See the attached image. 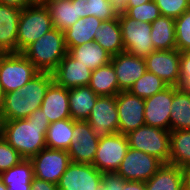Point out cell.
Instances as JSON below:
<instances>
[{"mask_svg":"<svg viewBox=\"0 0 190 190\" xmlns=\"http://www.w3.org/2000/svg\"><path fill=\"white\" fill-rule=\"evenodd\" d=\"M101 24L102 20L95 16L79 18L73 25L63 31L67 50L95 41L96 30Z\"/></svg>","mask_w":190,"mask_h":190,"instance_id":"21","label":"cell"},{"mask_svg":"<svg viewBox=\"0 0 190 190\" xmlns=\"http://www.w3.org/2000/svg\"><path fill=\"white\" fill-rule=\"evenodd\" d=\"M116 105L119 115L118 133L127 135L145 125L144 99L129 91H120L116 95Z\"/></svg>","mask_w":190,"mask_h":190,"instance_id":"14","label":"cell"},{"mask_svg":"<svg viewBox=\"0 0 190 190\" xmlns=\"http://www.w3.org/2000/svg\"><path fill=\"white\" fill-rule=\"evenodd\" d=\"M68 54L92 71L108 64L112 58L111 54L95 41L72 47Z\"/></svg>","mask_w":190,"mask_h":190,"instance_id":"24","label":"cell"},{"mask_svg":"<svg viewBox=\"0 0 190 190\" xmlns=\"http://www.w3.org/2000/svg\"><path fill=\"white\" fill-rule=\"evenodd\" d=\"M174 86H167L152 97L144 99L145 125L170 131V112Z\"/></svg>","mask_w":190,"mask_h":190,"instance_id":"16","label":"cell"},{"mask_svg":"<svg viewBox=\"0 0 190 190\" xmlns=\"http://www.w3.org/2000/svg\"><path fill=\"white\" fill-rule=\"evenodd\" d=\"M176 46L180 52L190 50V9L175 18Z\"/></svg>","mask_w":190,"mask_h":190,"instance_id":"36","label":"cell"},{"mask_svg":"<svg viewBox=\"0 0 190 190\" xmlns=\"http://www.w3.org/2000/svg\"><path fill=\"white\" fill-rule=\"evenodd\" d=\"M121 27L124 52L146 58L155 49L151 40V25L127 16L124 12L118 14Z\"/></svg>","mask_w":190,"mask_h":190,"instance_id":"7","label":"cell"},{"mask_svg":"<svg viewBox=\"0 0 190 190\" xmlns=\"http://www.w3.org/2000/svg\"><path fill=\"white\" fill-rule=\"evenodd\" d=\"M95 42L105 49L111 56L124 52L119 19L102 21L95 33Z\"/></svg>","mask_w":190,"mask_h":190,"instance_id":"25","label":"cell"},{"mask_svg":"<svg viewBox=\"0 0 190 190\" xmlns=\"http://www.w3.org/2000/svg\"><path fill=\"white\" fill-rule=\"evenodd\" d=\"M162 164L156 157L129 147L116 173L124 180L146 182Z\"/></svg>","mask_w":190,"mask_h":190,"instance_id":"10","label":"cell"},{"mask_svg":"<svg viewBox=\"0 0 190 190\" xmlns=\"http://www.w3.org/2000/svg\"><path fill=\"white\" fill-rule=\"evenodd\" d=\"M149 1L150 0H127L125 7H136Z\"/></svg>","mask_w":190,"mask_h":190,"instance_id":"45","label":"cell"},{"mask_svg":"<svg viewBox=\"0 0 190 190\" xmlns=\"http://www.w3.org/2000/svg\"><path fill=\"white\" fill-rule=\"evenodd\" d=\"M161 16L178 18L190 9V0H154Z\"/></svg>","mask_w":190,"mask_h":190,"instance_id":"37","label":"cell"},{"mask_svg":"<svg viewBox=\"0 0 190 190\" xmlns=\"http://www.w3.org/2000/svg\"><path fill=\"white\" fill-rule=\"evenodd\" d=\"M121 12H124L130 18L139 20L141 22H147L151 24L156 18L161 16L159 7L154 0L143 3L136 7H124Z\"/></svg>","mask_w":190,"mask_h":190,"instance_id":"35","label":"cell"},{"mask_svg":"<svg viewBox=\"0 0 190 190\" xmlns=\"http://www.w3.org/2000/svg\"><path fill=\"white\" fill-rule=\"evenodd\" d=\"M1 125H2V121H1V116H0V136H1Z\"/></svg>","mask_w":190,"mask_h":190,"instance_id":"50","label":"cell"},{"mask_svg":"<svg viewBox=\"0 0 190 190\" xmlns=\"http://www.w3.org/2000/svg\"><path fill=\"white\" fill-rule=\"evenodd\" d=\"M39 72L23 53L0 54V84L4 94L19 90Z\"/></svg>","mask_w":190,"mask_h":190,"instance_id":"5","label":"cell"},{"mask_svg":"<svg viewBox=\"0 0 190 190\" xmlns=\"http://www.w3.org/2000/svg\"><path fill=\"white\" fill-rule=\"evenodd\" d=\"M76 4L77 17L95 16L102 21L118 18L119 10L111 0H71Z\"/></svg>","mask_w":190,"mask_h":190,"instance_id":"30","label":"cell"},{"mask_svg":"<svg viewBox=\"0 0 190 190\" xmlns=\"http://www.w3.org/2000/svg\"><path fill=\"white\" fill-rule=\"evenodd\" d=\"M23 158L0 136V174L17 165Z\"/></svg>","mask_w":190,"mask_h":190,"instance_id":"38","label":"cell"},{"mask_svg":"<svg viewBox=\"0 0 190 190\" xmlns=\"http://www.w3.org/2000/svg\"><path fill=\"white\" fill-rule=\"evenodd\" d=\"M184 190H190V165L182 168Z\"/></svg>","mask_w":190,"mask_h":190,"instance_id":"44","label":"cell"},{"mask_svg":"<svg viewBox=\"0 0 190 190\" xmlns=\"http://www.w3.org/2000/svg\"><path fill=\"white\" fill-rule=\"evenodd\" d=\"M40 72H53L68 53L64 32L53 28L22 52Z\"/></svg>","mask_w":190,"mask_h":190,"instance_id":"3","label":"cell"},{"mask_svg":"<svg viewBox=\"0 0 190 190\" xmlns=\"http://www.w3.org/2000/svg\"><path fill=\"white\" fill-rule=\"evenodd\" d=\"M0 190H7V186L0 180Z\"/></svg>","mask_w":190,"mask_h":190,"instance_id":"49","label":"cell"},{"mask_svg":"<svg viewBox=\"0 0 190 190\" xmlns=\"http://www.w3.org/2000/svg\"><path fill=\"white\" fill-rule=\"evenodd\" d=\"M52 74L58 85L70 89L89 85L92 70L67 53Z\"/></svg>","mask_w":190,"mask_h":190,"instance_id":"18","label":"cell"},{"mask_svg":"<svg viewBox=\"0 0 190 190\" xmlns=\"http://www.w3.org/2000/svg\"><path fill=\"white\" fill-rule=\"evenodd\" d=\"M53 22L46 6L32 5L22 9L17 33V53L52 30Z\"/></svg>","mask_w":190,"mask_h":190,"instance_id":"4","label":"cell"},{"mask_svg":"<svg viewBox=\"0 0 190 190\" xmlns=\"http://www.w3.org/2000/svg\"><path fill=\"white\" fill-rule=\"evenodd\" d=\"M88 86L99 96H116L121 91L111 62L92 71Z\"/></svg>","mask_w":190,"mask_h":190,"instance_id":"29","label":"cell"},{"mask_svg":"<svg viewBox=\"0 0 190 190\" xmlns=\"http://www.w3.org/2000/svg\"><path fill=\"white\" fill-rule=\"evenodd\" d=\"M86 121L98 139L118 133L119 115L116 96H99Z\"/></svg>","mask_w":190,"mask_h":190,"instance_id":"9","label":"cell"},{"mask_svg":"<svg viewBox=\"0 0 190 190\" xmlns=\"http://www.w3.org/2000/svg\"><path fill=\"white\" fill-rule=\"evenodd\" d=\"M31 190H58V186L55 183L33 177Z\"/></svg>","mask_w":190,"mask_h":190,"instance_id":"41","label":"cell"},{"mask_svg":"<svg viewBox=\"0 0 190 190\" xmlns=\"http://www.w3.org/2000/svg\"><path fill=\"white\" fill-rule=\"evenodd\" d=\"M50 125L41 109L25 119L2 122L1 137L9 143L23 159H31L46 148V133Z\"/></svg>","mask_w":190,"mask_h":190,"instance_id":"1","label":"cell"},{"mask_svg":"<svg viewBox=\"0 0 190 190\" xmlns=\"http://www.w3.org/2000/svg\"><path fill=\"white\" fill-rule=\"evenodd\" d=\"M0 3L8 6H13L21 10L25 7L30 6V0H0Z\"/></svg>","mask_w":190,"mask_h":190,"instance_id":"43","label":"cell"},{"mask_svg":"<svg viewBox=\"0 0 190 190\" xmlns=\"http://www.w3.org/2000/svg\"><path fill=\"white\" fill-rule=\"evenodd\" d=\"M33 177V164L30 159H22L17 165L0 174V180L7 186V190H31Z\"/></svg>","mask_w":190,"mask_h":190,"instance_id":"28","label":"cell"},{"mask_svg":"<svg viewBox=\"0 0 190 190\" xmlns=\"http://www.w3.org/2000/svg\"><path fill=\"white\" fill-rule=\"evenodd\" d=\"M125 180L117 173H103L102 184L97 190H122Z\"/></svg>","mask_w":190,"mask_h":190,"instance_id":"40","label":"cell"},{"mask_svg":"<svg viewBox=\"0 0 190 190\" xmlns=\"http://www.w3.org/2000/svg\"><path fill=\"white\" fill-rule=\"evenodd\" d=\"M128 148L127 137L121 133L99 139L93 165L102 173H116Z\"/></svg>","mask_w":190,"mask_h":190,"instance_id":"8","label":"cell"},{"mask_svg":"<svg viewBox=\"0 0 190 190\" xmlns=\"http://www.w3.org/2000/svg\"><path fill=\"white\" fill-rule=\"evenodd\" d=\"M53 22V27L65 31L80 17H77L76 4L71 0H51L45 5Z\"/></svg>","mask_w":190,"mask_h":190,"instance_id":"31","label":"cell"},{"mask_svg":"<svg viewBox=\"0 0 190 190\" xmlns=\"http://www.w3.org/2000/svg\"><path fill=\"white\" fill-rule=\"evenodd\" d=\"M22 10L0 3V54L17 53V33Z\"/></svg>","mask_w":190,"mask_h":190,"instance_id":"20","label":"cell"},{"mask_svg":"<svg viewBox=\"0 0 190 190\" xmlns=\"http://www.w3.org/2000/svg\"><path fill=\"white\" fill-rule=\"evenodd\" d=\"M180 76L178 88L181 90H190V50L180 52Z\"/></svg>","mask_w":190,"mask_h":190,"instance_id":"39","label":"cell"},{"mask_svg":"<svg viewBox=\"0 0 190 190\" xmlns=\"http://www.w3.org/2000/svg\"><path fill=\"white\" fill-rule=\"evenodd\" d=\"M167 86L157 75L146 71L128 91L139 98L146 99L162 91Z\"/></svg>","mask_w":190,"mask_h":190,"instance_id":"34","label":"cell"},{"mask_svg":"<svg viewBox=\"0 0 190 190\" xmlns=\"http://www.w3.org/2000/svg\"><path fill=\"white\" fill-rule=\"evenodd\" d=\"M3 99H4V92H3V89H2L1 84H0V110H1V107L3 105Z\"/></svg>","mask_w":190,"mask_h":190,"instance_id":"48","label":"cell"},{"mask_svg":"<svg viewBox=\"0 0 190 190\" xmlns=\"http://www.w3.org/2000/svg\"><path fill=\"white\" fill-rule=\"evenodd\" d=\"M73 134V120L66 118L50 123L46 133V148L68 150Z\"/></svg>","mask_w":190,"mask_h":190,"instance_id":"32","label":"cell"},{"mask_svg":"<svg viewBox=\"0 0 190 190\" xmlns=\"http://www.w3.org/2000/svg\"><path fill=\"white\" fill-rule=\"evenodd\" d=\"M127 0H111L112 4L121 11L126 6Z\"/></svg>","mask_w":190,"mask_h":190,"instance_id":"46","label":"cell"},{"mask_svg":"<svg viewBox=\"0 0 190 190\" xmlns=\"http://www.w3.org/2000/svg\"><path fill=\"white\" fill-rule=\"evenodd\" d=\"M122 190H146L145 182L125 180Z\"/></svg>","mask_w":190,"mask_h":190,"instance_id":"42","label":"cell"},{"mask_svg":"<svg viewBox=\"0 0 190 190\" xmlns=\"http://www.w3.org/2000/svg\"><path fill=\"white\" fill-rule=\"evenodd\" d=\"M150 25V35L155 50L177 49L174 18L160 16L159 18H156Z\"/></svg>","mask_w":190,"mask_h":190,"instance_id":"27","label":"cell"},{"mask_svg":"<svg viewBox=\"0 0 190 190\" xmlns=\"http://www.w3.org/2000/svg\"><path fill=\"white\" fill-rule=\"evenodd\" d=\"M130 148L156 157L169 164L170 131L143 125L126 135Z\"/></svg>","mask_w":190,"mask_h":190,"instance_id":"6","label":"cell"},{"mask_svg":"<svg viewBox=\"0 0 190 190\" xmlns=\"http://www.w3.org/2000/svg\"><path fill=\"white\" fill-rule=\"evenodd\" d=\"M34 177L58 184L61 176L71 163L70 156L66 150L44 148L34 157Z\"/></svg>","mask_w":190,"mask_h":190,"instance_id":"11","label":"cell"},{"mask_svg":"<svg viewBox=\"0 0 190 190\" xmlns=\"http://www.w3.org/2000/svg\"><path fill=\"white\" fill-rule=\"evenodd\" d=\"M102 178L103 173L93 164L71 162L57 186L58 190H97Z\"/></svg>","mask_w":190,"mask_h":190,"instance_id":"13","label":"cell"},{"mask_svg":"<svg viewBox=\"0 0 190 190\" xmlns=\"http://www.w3.org/2000/svg\"><path fill=\"white\" fill-rule=\"evenodd\" d=\"M53 81L51 72H39L19 90L4 94L0 110L1 121L25 119L40 109L46 91Z\"/></svg>","mask_w":190,"mask_h":190,"instance_id":"2","label":"cell"},{"mask_svg":"<svg viewBox=\"0 0 190 190\" xmlns=\"http://www.w3.org/2000/svg\"><path fill=\"white\" fill-rule=\"evenodd\" d=\"M169 164L180 168L190 165V130L170 131Z\"/></svg>","mask_w":190,"mask_h":190,"instance_id":"33","label":"cell"},{"mask_svg":"<svg viewBox=\"0 0 190 190\" xmlns=\"http://www.w3.org/2000/svg\"><path fill=\"white\" fill-rule=\"evenodd\" d=\"M98 145L99 139L93 134L90 124L73 120L72 141L67 150L71 162L93 164Z\"/></svg>","mask_w":190,"mask_h":190,"instance_id":"12","label":"cell"},{"mask_svg":"<svg viewBox=\"0 0 190 190\" xmlns=\"http://www.w3.org/2000/svg\"><path fill=\"white\" fill-rule=\"evenodd\" d=\"M146 190H184L183 170L172 164H162L145 182Z\"/></svg>","mask_w":190,"mask_h":190,"instance_id":"23","label":"cell"},{"mask_svg":"<svg viewBox=\"0 0 190 190\" xmlns=\"http://www.w3.org/2000/svg\"><path fill=\"white\" fill-rule=\"evenodd\" d=\"M69 90L53 81L45 94L40 109L50 123L71 118Z\"/></svg>","mask_w":190,"mask_h":190,"instance_id":"19","label":"cell"},{"mask_svg":"<svg viewBox=\"0 0 190 190\" xmlns=\"http://www.w3.org/2000/svg\"><path fill=\"white\" fill-rule=\"evenodd\" d=\"M146 69L157 75L168 86H178L180 76V51L154 50L146 58Z\"/></svg>","mask_w":190,"mask_h":190,"instance_id":"15","label":"cell"},{"mask_svg":"<svg viewBox=\"0 0 190 190\" xmlns=\"http://www.w3.org/2000/svg\"><path fill=\"white\" fill-rule=\"evenodd\" d=\"M111 63L115 69L118 86L121 91L130 87L147 71L145 58L122 52L112 56Z\"/></svg>","mask_w":190,"mask_h":190,"instance_id":"17","label":"cell"},{"mask_svg":"<svg viewBox=\"0 0 190 190\" xmlns=\"http://www.w3.org/2000/svg\"><path fill=\"white\" fill-rule=\"evenodd\" d=\"M68 90L71 119L75 121H86L99 95L88 85L70 88Z\"/></svg>","mask_w":190,"mask_h":190,"instance_id":"22","label":"cell"},{"mask_svg":"<svg viewBox=\"0 0 190 190\" xmlns=\"http://www.w3.org/2000/svg\"><path fill=\"white\" fill-rule=\"evenodd\" d=\"M170 112V131L190 130V90L174 86Z\"/></svg>","mask_w":190,"mask_h":190,"instance_id":"26","label":"cell"},{"mask_svg":"<svg viewBox=\"0 0 190 190\" xmlns=\"http://www.w3.org/2000/svg\"><path fill=\"white\" fill-rule=\"evenodd\" d=\"M51 0H30V6L32 5H41L45 6Z\"/></svg>","mask_w":190,"mask_h":190,"instance_id":"47","label":"cell"}]
</instances>
